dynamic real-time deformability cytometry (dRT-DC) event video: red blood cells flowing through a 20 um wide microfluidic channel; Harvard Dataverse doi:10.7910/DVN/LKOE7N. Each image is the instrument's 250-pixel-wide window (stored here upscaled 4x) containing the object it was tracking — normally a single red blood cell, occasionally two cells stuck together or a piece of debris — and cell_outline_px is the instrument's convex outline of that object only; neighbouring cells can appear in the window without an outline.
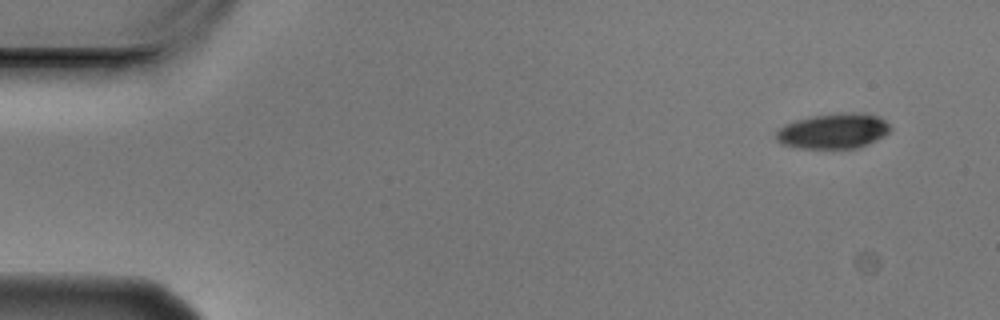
{"species": "Egyptian fruit bat (a non-hibernating species)", "species_latin": "Rousettus aegyptiacus", "temperature_condition": "cold", "stored_images_in_passage": 4, "camera_frame_rate_fps": 3000, "um_per_image_px": 0.085, "animal": {"sex": "male"}, "frame": {"image": 1, "passage_image": 1, "time_ms": 0.0, "image_size_px": [1000, 320], "cell_outline_px": [[892, 128], [884, 136], [868, 144], [856, 148], [796, 148], [780, 144], [776, 140], [776, 132], [784, 124], [796, 120], [812, 116], [840, 112], [860, 112], [880, 116]], "centroid_in_image_um": [70.83, 11.13], "position_along_channel_um": 14.2, "area_um2": 23.7}}
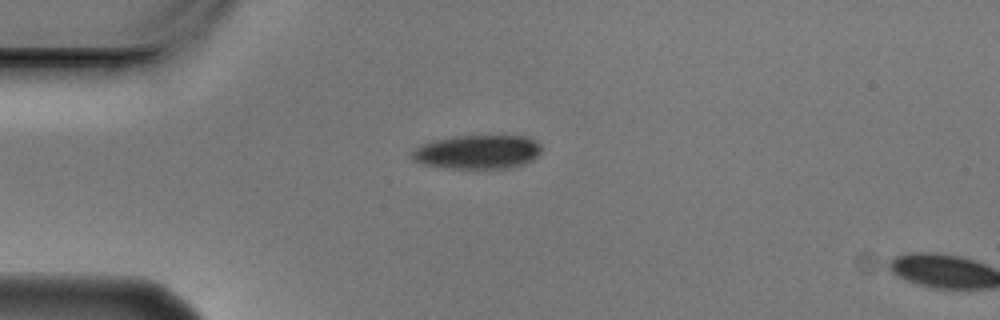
{"frame": {"image": 2, "passage_image": 3, "time_ms": 0.667, "image_size_px": [1000, 320], "cell_outline_px": [[540, 152], [532, 160], [524, 164], [508, 168], [444, 168], [420, 164], [412, 160], [412, 152], [416, 148], [432, 140], [452, 136], [524, 136], [536, 140], [540, 144]], "centroid_in_image_um": [40.57, 12.92], "position_along_channel_um": 44.4, "area_um2": 25.66}}